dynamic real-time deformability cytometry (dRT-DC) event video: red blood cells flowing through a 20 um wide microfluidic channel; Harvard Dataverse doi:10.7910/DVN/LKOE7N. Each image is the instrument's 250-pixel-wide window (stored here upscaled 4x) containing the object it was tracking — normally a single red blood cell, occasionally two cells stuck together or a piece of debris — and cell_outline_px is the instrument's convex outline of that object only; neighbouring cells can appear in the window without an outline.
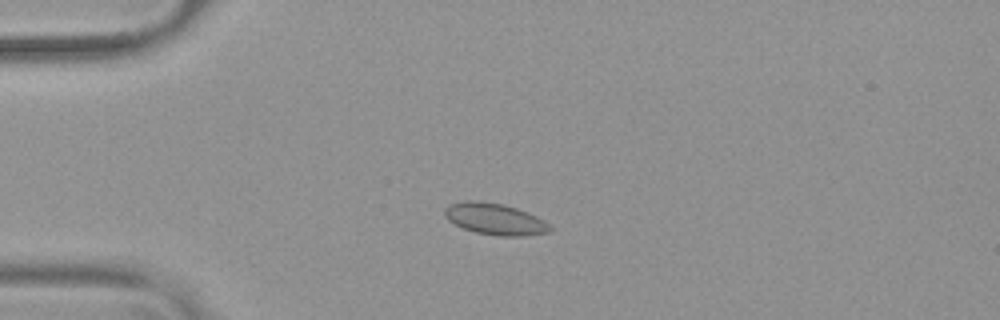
{"species": "common noctule bat (a hibernating species)", "species_latin": "Nyctalus noctula", "temperature_condition": "warm", "stored_images_in_passage": 54, "camera_frame_rate_fps": 3000, "um_per_image_px": 0.085, "animal": {"sex": "female", "body_mass_g": 19.9}, "frame": {"image": 1, "passage_image": 14, "time_ms": 4.333, "image_size_px": [1000, 320], "cell_outline_px": [[552, 232], [524, 236], [500, 236], [476, 232], [464, 228], [448, 220], [444, 216], [444, 208], [448, 204], [464, 200], [480, 200], [504, 204], [528, 212], [544, 220], [552, 228]], "centroid_in_image_um": [42.07, 18.6], "position_along_channel_um": 42.9, "area_um2": 19.54}}
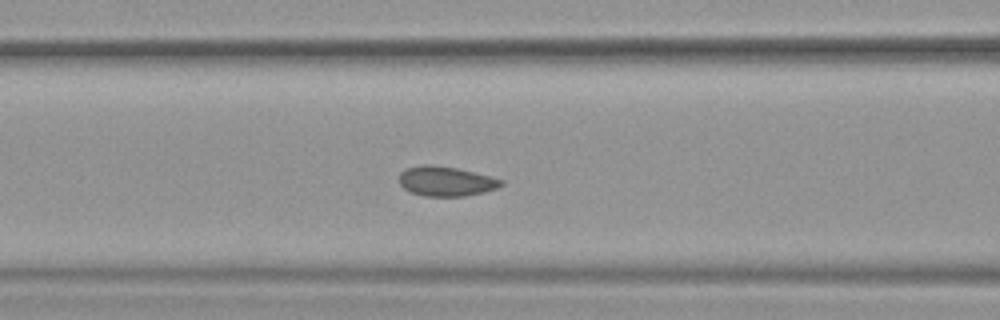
{"frame": {"image": 2, "passage_image": 23, "time_ms": 7.333, "image_size_px": [1000, 320], "cell_outline_px": [[504, 184], [496, 188], [484, 192], [464, 196], [424, 196], [412, 192], [404, 188], [400, 184], [400, 172], [404, 168], [420, 164], [432, 164], [456, 168], [492, 176], [504, 180]], "centroid_in_image_um": [37.91, 15.39], "position_along_channel_um": 128.7, "area_um2": 17.8}}
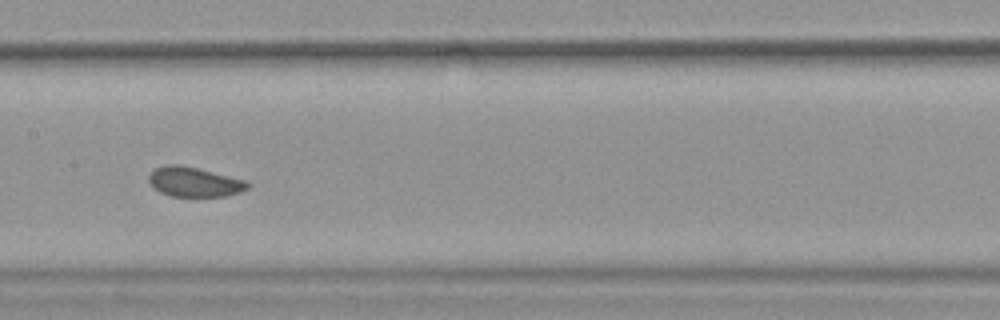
{"frame": {"image": 3, "passage_image": 28, "time_ms": 9.0, "image_size_px": [1000, 320], "cell_outline_px": [[252, 184], [248, 188], [240, 192], [228, 196], [172, 196], [160, 192], [152, 188], [148, 180], [148, 176], [156, 168], [164, 164], [180, 164], [248, 180]], "centroid_in_image_um": [16.53, 15.46], "position_along_channel_um": 190.9, "area_um2": 17.34}}